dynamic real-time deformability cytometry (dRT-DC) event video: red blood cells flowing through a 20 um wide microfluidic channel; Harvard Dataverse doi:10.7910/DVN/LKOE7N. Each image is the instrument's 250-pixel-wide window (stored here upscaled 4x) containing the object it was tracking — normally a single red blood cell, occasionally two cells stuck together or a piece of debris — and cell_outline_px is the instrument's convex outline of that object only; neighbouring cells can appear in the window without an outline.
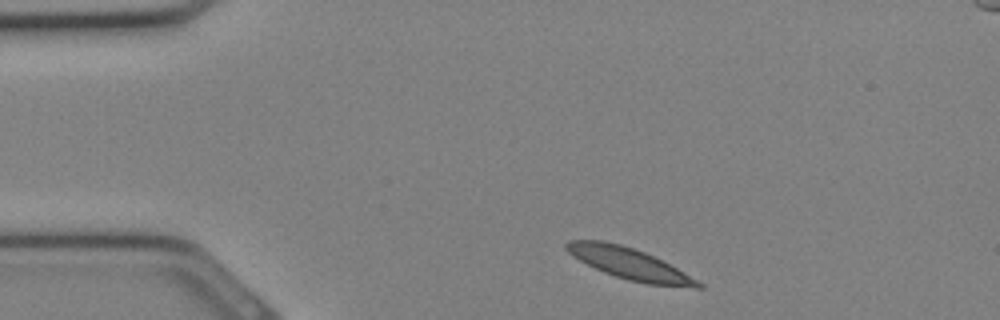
{"species": "Egyptian fruit bat (a non-hibernating species)", "species_latin": "Rousettus aegyptiacus", "temperature_condition": "cold", "stored_images_in_passage": 9, "camera_frame_rate_fps": 3000, "um_per_image_px": 0.085, "animal": {"sex": "female"}, "frame": {"image": 1, "passage_image": 1, "time_ms": 0.0, "image_size_px": [1000, 320], "cell_outline_px": [[704, 288], [696, 288], [648, 284], [628, 280], [604, 272], [580, 260], [568, 252], [564, 248], [564, 244], [568, 240], [604, 240], [620, 244], [644, 252], [684, 272], [704, 284]], "centroid_in_image_um": [53.49, 22.41], "position_along_channel_um": 31.5, "area_um2": 23.7}}
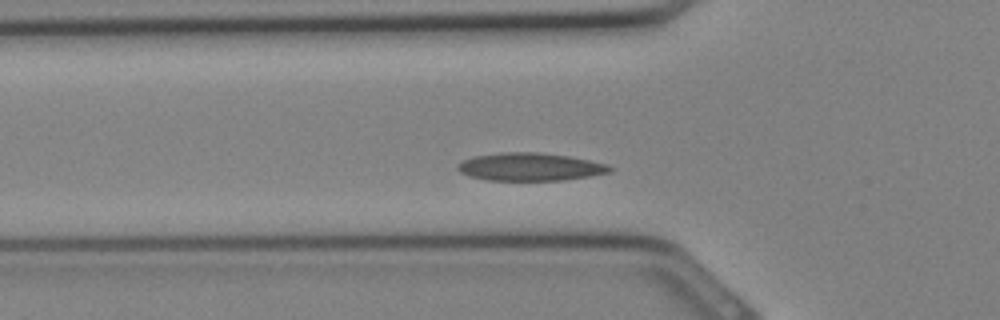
{"frame": {"image": 2, "passage_image": 6, "time_ms": 1.667, "image_size_px": [1000, 320], "cell_outline_px": [[616, 168], [612, 172], [564, 180], [484, 180], [468, 176], [460, 172], [456, 168], [456, 164], [472, 156], [500, 152], [536, 152], [568, 156], [608, 164]], "centroid_in_image_um": [45.04, 14.18], "position_along_channel_um": 80.8, "area_um2": 24.91}}
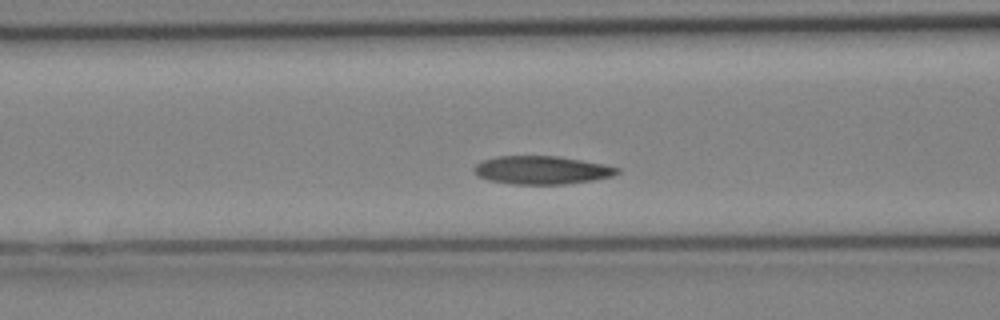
{"frame": {"image": 3, "passage_image": 8, "time_ms": 2.333, "image_size_px": [1000, 320], "cell_outline_px": [[620, 172], [612, 176], [592, 180], [564, 184], [512, 184], [488, 180], [480, 176], [472, 168], [476, 164], [484, 160], [496, 156], [556, 156], [604, 164], [620, 168]], "centroid_in_image_um": [46.05, 14.45], "position_along_channel_um": 120.5, "area_um2": 23.35}}